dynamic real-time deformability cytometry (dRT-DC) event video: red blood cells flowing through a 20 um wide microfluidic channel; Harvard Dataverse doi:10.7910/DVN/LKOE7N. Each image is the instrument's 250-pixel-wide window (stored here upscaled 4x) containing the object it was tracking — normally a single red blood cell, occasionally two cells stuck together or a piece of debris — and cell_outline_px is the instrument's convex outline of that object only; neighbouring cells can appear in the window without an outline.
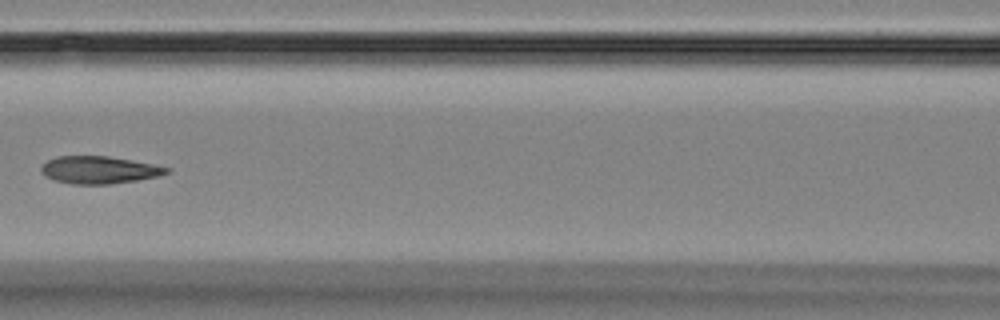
{"species": "Egyptian fruit bat (a non-hibernating species)", "species_latin": "Rousettus aegyptiacus", "temperature_condition": "room temperature", "stored_images_in_passage": 15, "camera_frame_rate_fps": 3000, "um_per_image_px": 0.085, "animal": {"sex": "female"}, "frame": {"image": 1, "passage_image": 6, "time_ms": 6.0, "image_size_px": [1000, 320], "cell_outline_px": [[172, 172], [156, 176], [136, 180], [108, 184], [72, 184], [52, 180], [44, 176], [40, 172], [40, 168], [48, 160], [56, 156], [108, 156], [152, 164], [172, 168]], "centroid_in_image_um": [8.39, 14.44], "position_along_channel_um": 158.2, "area_um2": 20.06}}
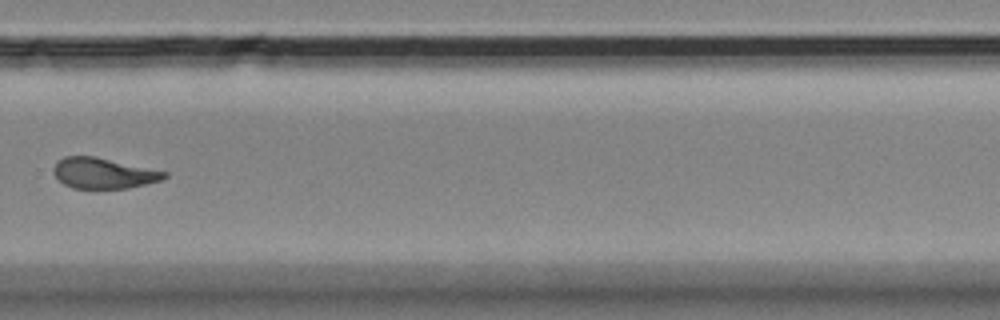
{"frame": {"image": 2, "passage_image": 10, "time_ms": 10.667, "image_size_px": [1000, 320], "cell_outline_px": [[168, 176], [160, 180], [128, 188], [72, 188], [64, 184], [52, 172], [52, 168], [64, 156], [96, 156], [168, 172]], "centroid_in_image_um": [8.79, 14.71], "position_along_channel_um": 321.0, "area_um2": 19.65}}
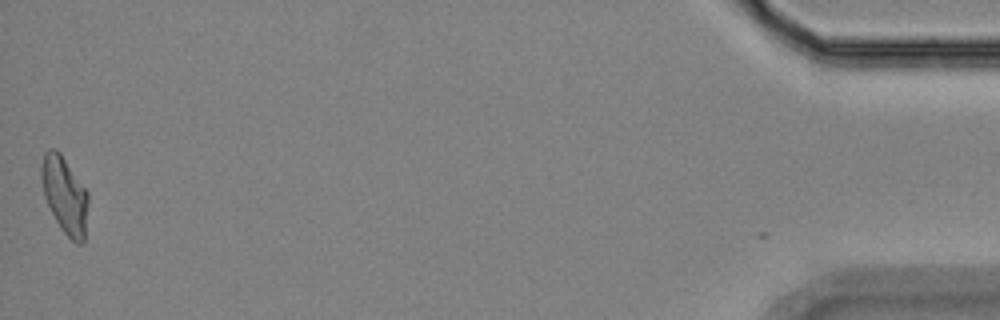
{"frame": {"image": 3, "passage_image": 15, "time_ms": 16.333, "image_size_px": [1000, 320], "cell_outline_px": [[88, 200], [84, 240], [80, 244], [76, 244], [60, 228], [44, 196], [40, 176], [40, 168], [44, 152], [48, 148], [56, 148], [60, 152], [88, 192]], "centroid_in_image_um": [5.48, 16.54], "position_along_channel_um": 429.7, "area_um2": 20.92}, "authors_computed_cell_mechanics": {"area_um2": 20.3456, "velocity_mm_per_s": 3.5157, "shape_relaxation_time_tau1_ms": null, "shape_relaxation_time_tau2_ms": 1.7851, "deformation_change_tau1": null, "deformation_change_tau2": 0.0501}}